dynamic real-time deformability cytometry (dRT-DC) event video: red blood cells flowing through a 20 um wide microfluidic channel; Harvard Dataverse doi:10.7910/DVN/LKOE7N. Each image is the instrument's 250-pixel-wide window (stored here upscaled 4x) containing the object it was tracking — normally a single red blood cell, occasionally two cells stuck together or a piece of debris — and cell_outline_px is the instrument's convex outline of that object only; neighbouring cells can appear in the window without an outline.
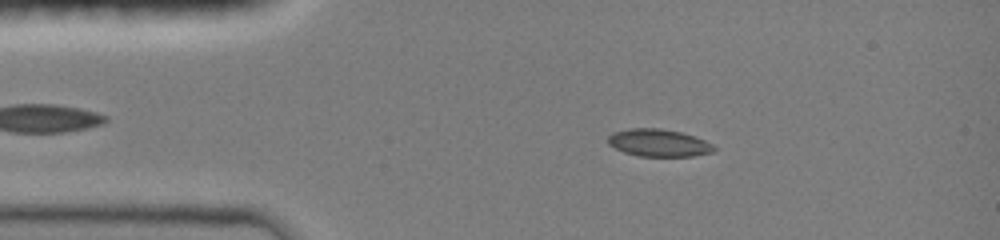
{"species": "common noctule bat (a hibernating species)", "species_latin": "Nyctalus noctula", "temperature_condition": "room temperature", "stored_images_in_passage": 41, "camera_frame_rate_fps": 3000, "um_per_image_px": 0.085, "animal": {"sex": "female", "body_mass_g": 19.0, "forearm_length_mm": 51.5}, "frame": {"image": 1, "passage_image": 8, "time_ms": 2.333, "image_size_px": [1000, 240], "cell_outline_px": [[716, 148], [712, 152], [692, 156], [640, 156], [624, 152], [608, 144], [608, 136], [612, 132], [628, 128], [660, 128], [680, 132], [704, 140], [712, 144]], "centroid_in_image_um": [55.95, 12.13], "position_along_channel_um": 29.0, "area_um2": 16.82}}
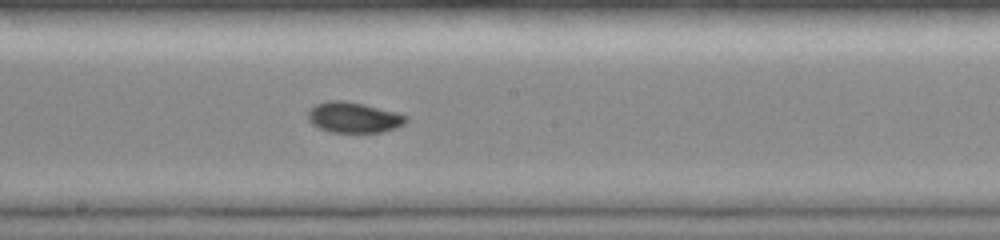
{"frame": {"image": 2, "passage_image": 25, "time_ms": 8.0, "image_size_px": [1000, 240], "cell_outline_px": [[408, 120], [404, 124], [396, 128], [380, 132], [328, 132], [312, 124], [308, 120], [308, 112], [316, 104], [328, 100], [344, 100], [364, 104], [396, 112], [408, 116]], "centroid_in_image_um": [30.07, 9.98], "position_along_channel_um": 218.1, "area_um2": 17.51}}
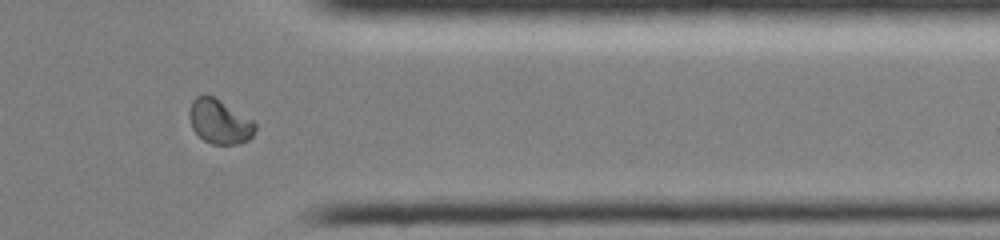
{"frame": {"image": 3, "passage_image": 38, "time_ms": 12.333, "image_size_px": [1000, 240], "cell_outline_px": [[256, 128], [252, 136], [248, 140], [236, 144], [212, 144], [204, 140], [192, 128], [188, 116], [188, 112], [192, 100], [196, 96], [212, 96], [252, 120], [256, 124]], "centroid_in_image_um": [18.63, 10.35], "position_along_channel_um": 392.8, "area_um2": 16.7}, "authors_computed_cell_mechanics": {"area_um2": 17.1666, "velocity_mm_per_s": 4.0583, "shape_relaxation_time_tau1_ms": 10.0916, "shape_relaxation_time_tau2_ms": 1.7588, "deformation_change_tau1": 0.1856, "deformation_change_tau2": 0.0371}}